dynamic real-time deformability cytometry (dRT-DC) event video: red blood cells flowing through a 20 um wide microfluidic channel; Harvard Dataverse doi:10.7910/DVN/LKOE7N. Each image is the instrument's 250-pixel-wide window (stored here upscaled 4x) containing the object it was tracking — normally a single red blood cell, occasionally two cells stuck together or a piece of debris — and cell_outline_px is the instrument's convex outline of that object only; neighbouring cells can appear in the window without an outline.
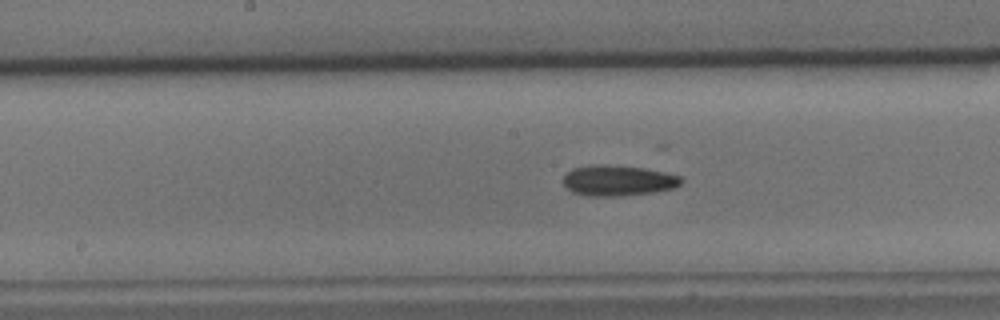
{"species": "common noctule bat (a hibernating species)", "species_latin": "Nyctalus noctula", "temperature_condition": "cold", "stored_images_in_passage": 42, "camera_frame_rate_fps": 3000, "um_per_image_px": 0.085, "animal": {"sex": "male", "body_mass_g": 15.6}, "frame": {"image": 1, "passage_image": 21, "time_ms": 6.667, "image_size_px": [1000, 320], "cell_outline_px": [[684, 180], [676, 188], [652, 192], [620, 196], [588, 196], [572, 192], [564, 184], [564, 176], [572, 168], [588, 164], [596, 164], [644, 168], [664, 172], [680, 176]], "centroid_in_image_um": [52.53, 15.34], "position_along_channel_um": 195.7, "area_um2": 21.04}}
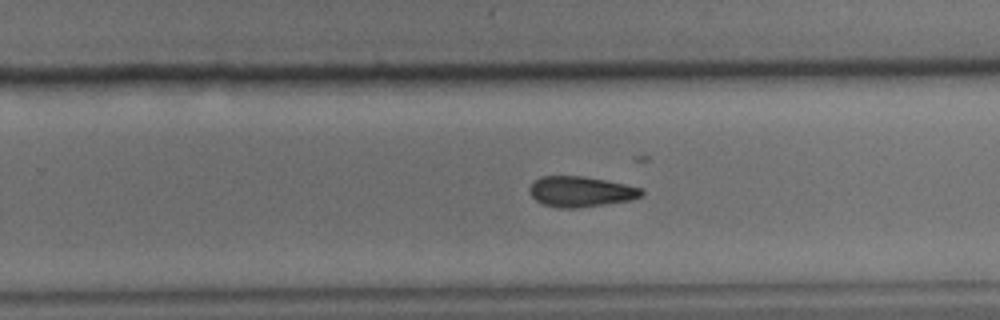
{"frame": {"image": 2, "passage_image": 28, "time_ms": 9.0, "image_size_px": [1000, 320], "cell_outline_px": [[644, 192], [640, 196], [632, 200], [576, 208], [560, 208], [544, 204], [536, 200], [528, 192], [528, 188], [540, 176], [584, 176], [644, 188]], "centroid_in_image_um": [49.36, 16.28], "position_along_channel_um": 280.4, "area_um2": 19.83}}
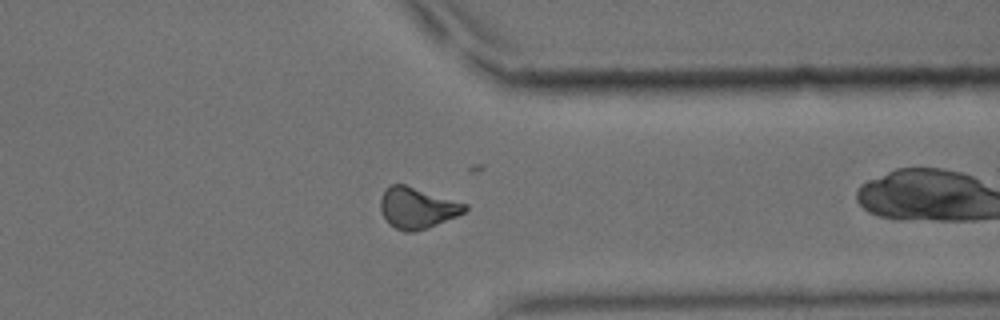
{"frame": {"image": 3, "passage_image": 36, "time_ms": 11.667, "image_size_px": [1000, 320], "cell_outline_px": [[468, 208], [464, 212], [456, 216], [428, 228], [416, 232], [404, 232], [388, 224], [380, 208], [380, 196], [384, 188], [392, 184], [404, 184], [468, 204]], "centroid_in_image_um": [35.43, 17.67], "position_along_channel_um": 376.0, "area_um2": 20.29}, "authors_computed_cell_mechanics": {"area_um2": 21.0392, "velocity_mm_per_s": 3.6493, "shape_relaxation_time_tau1_ms": null, "shape_relaxation_time_tau2_ms": 6.3344, "deformation_change_tau1": null, "deformation_change_tau2": 0.1365}}